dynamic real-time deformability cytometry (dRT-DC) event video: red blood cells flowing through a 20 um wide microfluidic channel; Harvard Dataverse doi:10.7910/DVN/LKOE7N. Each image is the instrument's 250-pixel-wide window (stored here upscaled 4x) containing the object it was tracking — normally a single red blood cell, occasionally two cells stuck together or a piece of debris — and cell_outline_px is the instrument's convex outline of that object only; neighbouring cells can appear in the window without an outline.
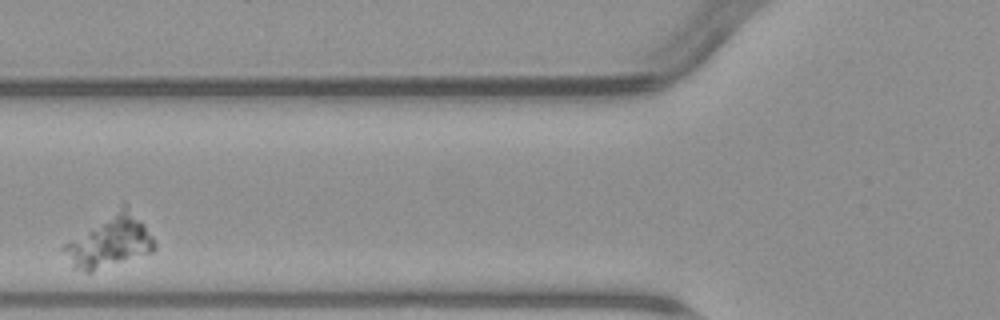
{"species": "common noctule bat (a hibernating species)", "species_latin": "Nyctalus noctula", "temperature_condition": "warm", "stored_images_in_passage": 6, "camera_frame_rate_fps": 3000, "um_per_image_px": 0.085, "animal": {"sex": "male", "body_mass_g": 23.1, "forearm_length_mm": 52.7}, "frame": {"image": 1, "passage_image": 2, "time_ms": 1.333, "image_size_px": [1000, 320], "cell_outline_px": [[156, 248], [152, 252], [92, 272], [84, 272], [76, 268], [60, 248], [64, 244], [124, 200], [144, 224], [152, 236], [156, 244]], "centroid_in_image_um": [9.35, 20.46], "position_along_channel_um": 116.5, "area_um2": 27.74}}
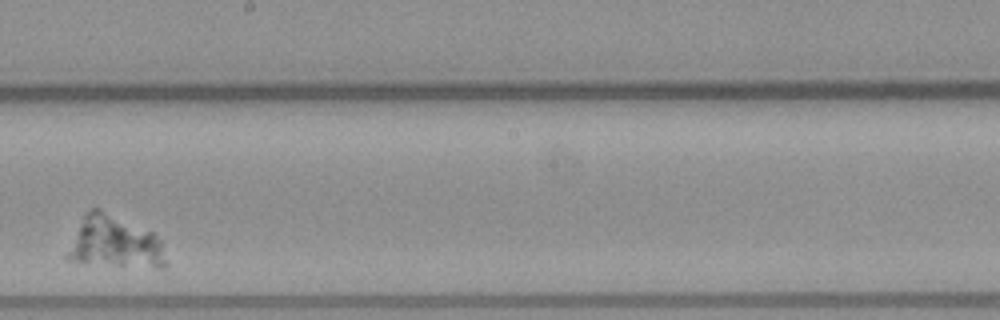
{"frame": {"image": 2, "passage_image": 5, "time_ms": 5.0, "image_size_px": [1000, 320], "cell_outline_px": [[168, 264], [160, 268], [156, 268], [68, 260], [64, 256], [84, 216], [92, 208], [100, 208], [152, 232], [164, 240]], "centroid_in_image_um": [9.84, 20.6], "position_along_channel_um": 238.4, "area_um2": 29.65}}
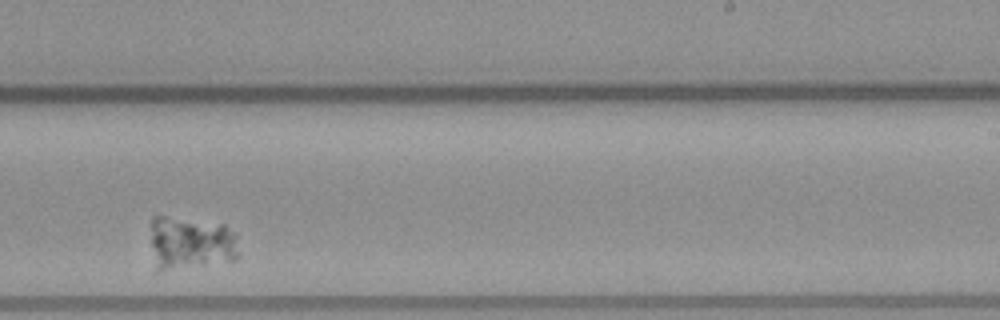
{"frame": {"image": 3, "passage_image": 6, "time_ms": 6.0, "image_size_px": [1000, 320], "cell_outline_px": [[240, 256], [232, 260], [156, 272], [152, 244], [152, 216], [164, 216], [224, 224], [236, 232]], "centroid_in_image_um": [16.24, 20.66], "position_along_channel_um": 272.8, "area_um2": 27.51}}